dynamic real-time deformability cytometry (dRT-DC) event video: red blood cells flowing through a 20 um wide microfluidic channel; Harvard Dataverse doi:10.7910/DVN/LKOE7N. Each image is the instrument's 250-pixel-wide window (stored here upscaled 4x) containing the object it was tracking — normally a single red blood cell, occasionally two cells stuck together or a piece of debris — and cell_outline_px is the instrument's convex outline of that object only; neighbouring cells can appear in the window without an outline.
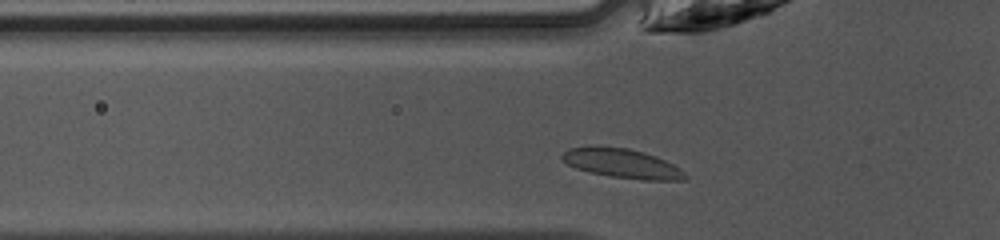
{"species": "common noctule bat (a hibernating species)", "species_latin": "Nyctalus noctula", "temperature_condition": "warm", "stored_images_in_passage": 26, "camera_frame_rate_fps": 3000, "um_per_image_px": 0.085, "animal": {"sex": "female", "body_mass_g": 10.0, "forearm_length_mm": 53.1}, "frame": {"image": 1, "passage_image": 2, "time_ms": 0.333, "image_size_px": [1000, 240], "cell_outline_px": [[688, 180], [644, 180], [612, 176], [588, 172], [576, 168], [568, 164], [560, 156], [568, 148], [628, 148], [644, 152], [656, 156], [680, 168], [688, 176]], "centroid_in_image_um": [52.95, 13.92], "position_along_channel_um": 72.9, "area_um2": 20.46}}
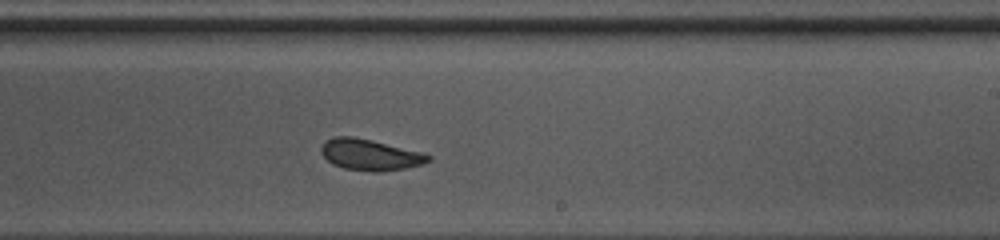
{"frame": {"image": 2, "passage_image": 15, "time_ms": 4.667, "image_size_px": [1000, 240], "cell_outline_px": [[432, 160], [420, 164], [404, 168], [384, 172], [372, 172], [344, 168], [332, 164], [320, 152], [320, 148], [324, 140], [332, 136], [352, 136], [372, 140], [424, 152], [432, 156]], "centroid_in_image_um": [31.44, 13.14], "position_along_channel_um": 257.6, "area_um2": 19.71}}
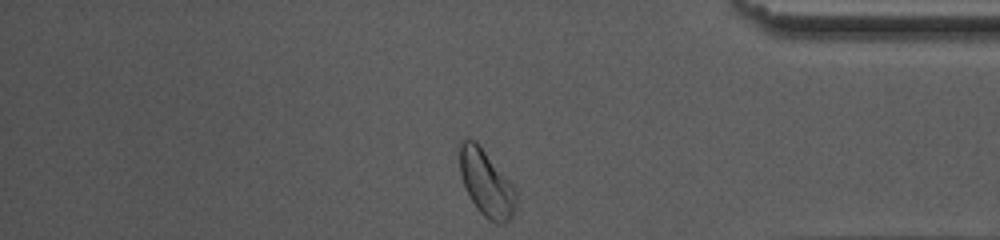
{"frame": {"image": 3, "passage_image": 26, "time_ms": 8.333, "image_size_px": [1000, 240], "cell_outline_px": [[516, 212], [504, 224], [496, 224], [488, 220], [476, 208], [464, 184], [460, 172], [460, 144], [464, 140], [476, 140], [480, 144], [516, 188]], "centroid_in_image_um": [41.38, 15.6], "position_along_channel_um": 393.8, "area_um2": 21.85}, "authors_computed_cell_mechanics": {"area_um2": 19.5364, "velocity_mm_per_s": 4.234, "shape_relaxation_time_tau1_ms": 3.1889, "shape_relaxation_time_tau2_ms": 1.6308, "deformation_change_tau1": 0.1026, "deformation_change_tau2": 0.0545}}